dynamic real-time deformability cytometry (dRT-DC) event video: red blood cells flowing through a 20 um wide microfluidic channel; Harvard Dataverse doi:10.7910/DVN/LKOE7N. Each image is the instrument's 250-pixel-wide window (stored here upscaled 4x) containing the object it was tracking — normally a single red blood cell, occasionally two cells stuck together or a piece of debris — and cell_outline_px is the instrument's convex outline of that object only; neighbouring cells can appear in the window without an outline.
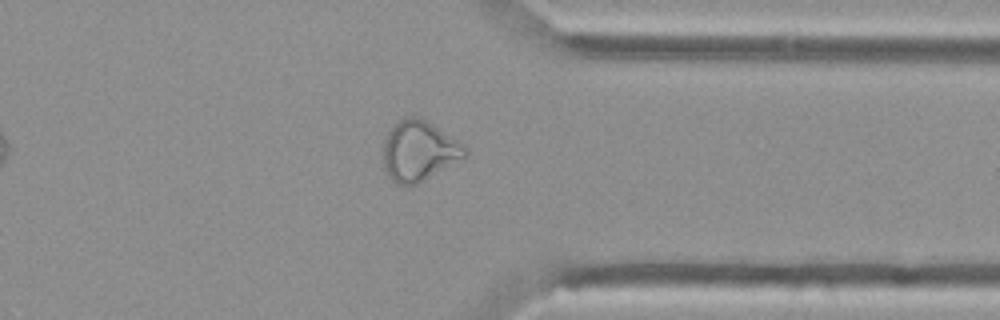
{"species": "Egyptian fruit bat (a non-hibernating species)", "species_latin": "Rousettus aegyptiacus", "temperature_condition": "cold", "stored_images_in_passage": 36, "camera_frame_rate_fps": 3000, "um_per_image_px": 0.085, "animal": {"sex": "female"}, "frame": {"image": 1, "passage_image": 31, "time_ms": 10.0, "image_size_px": [1000, 320], "cell_outline_px": [[468, 156], [416, 184], [396, 184], [388, 176], [384, 168], [384, 140], [388, 132], [396, 120], [408, 116], [420, 116], [468, 148]], "centroid_in_image_um": [35.6, 12.81], "position_along_channel_um": 375.8, "area_um2": 28.55}, "authors_computed_cell_mechanics": {"area_um2": 25.721, "velocity_mm_per_s": 3.7702, "shape_relaxation_time_tau1_ms": null, "shape_relaxation_time_tau2_ms": 1.7169, "deformation_change_tau1": null, "deformation_change_tau2": 0.1041}}